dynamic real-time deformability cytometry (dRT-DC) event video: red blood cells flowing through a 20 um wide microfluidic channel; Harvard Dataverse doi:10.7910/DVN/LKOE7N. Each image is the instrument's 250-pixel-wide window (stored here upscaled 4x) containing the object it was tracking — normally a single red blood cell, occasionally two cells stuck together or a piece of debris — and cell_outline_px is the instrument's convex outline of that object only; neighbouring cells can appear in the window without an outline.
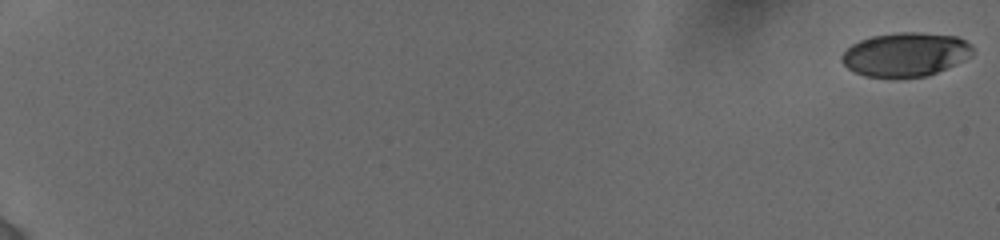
{"species": "human", "species_latin": "Homo sapiens", "temperature_condition": "cold", "stored_images_in_passage": 58, "camera_frame_rate_fps": 3000, "um_per_image_px": 0.085, "donor": {"sex": "female"}, "frame": {"image": 1, "passage_image": 1, "time_ms": 0.0, "image_size_px": [1000, 240], "cell_outline_px": [[972, 56], [956, 64], [928, 76], [864, 76], [848, 68], [840, 60], [840, 56], [852, 44], [860, 40], [872, 36], [896, 32], [920, 32], [956, 36], [972, 44]], "centroid_in_image_um": [76.98, 4.61], "position_along_channel_um": 8.0, "area_um2": 33.29}}
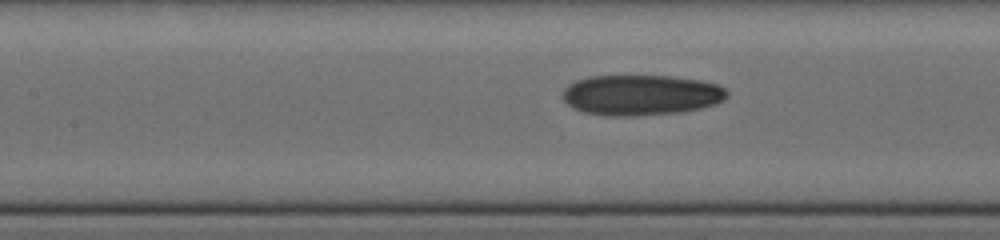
{"frame": {"image": 2, "passage_image": 30, "time_ms": 9.667, "image_size_px": [1000, 240], "cell_outline_px": [[728, 96], [724, 100], [716, 104], [700, 108], [680, 112], [632, 116], [612, 116], [584, 112], [572, 108], [560, 96], [564, 88], [568, 84], [576, 80], [588, 76], [668, 76], [700, 80], [716, 84], [724, 88], [728, 92]], "centroid_in_image_um": [54.46, 8.07], "position_along_channel_um": 152.9, "area_um2": 38.96}}
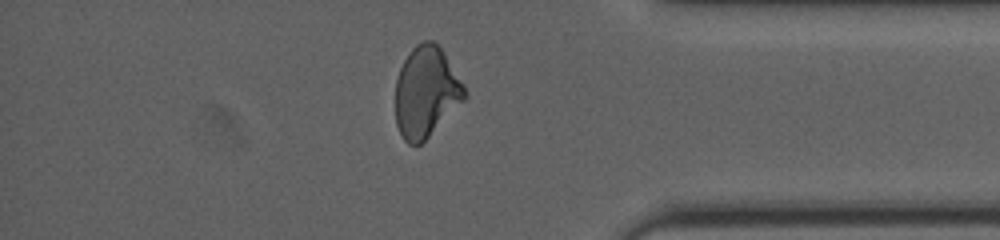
{"frame": {"image": 3, "passage_image": 50, "time_ms": 16.333, "image_size_px": [1000, 240], "cell_outline_px": [[464, 100], [420, 144], [408, 144], [404, 140], [396, 124], [396, 80], [400, 68], [404, 60], [412, 48], [416, 44], [424, 40], [432, 40], [444, 52], [464, 84]], "centroid_in_image_um": [36.2, 7.8], "position_along_channel_um": 399.0, "area_um2": 36.01}, "authors_computed_cell_mechanics": {"area_um2": 36.2406, "velocity_mm_per_s": 3.8886, "shape_relaxation_time_tau1_ms": 5.2424, "shape_relaxation_time_tau2_ms": 2.7541, "deformation_change_tau1": 0.1637, "deformation_change_tau2": 0.0955}}